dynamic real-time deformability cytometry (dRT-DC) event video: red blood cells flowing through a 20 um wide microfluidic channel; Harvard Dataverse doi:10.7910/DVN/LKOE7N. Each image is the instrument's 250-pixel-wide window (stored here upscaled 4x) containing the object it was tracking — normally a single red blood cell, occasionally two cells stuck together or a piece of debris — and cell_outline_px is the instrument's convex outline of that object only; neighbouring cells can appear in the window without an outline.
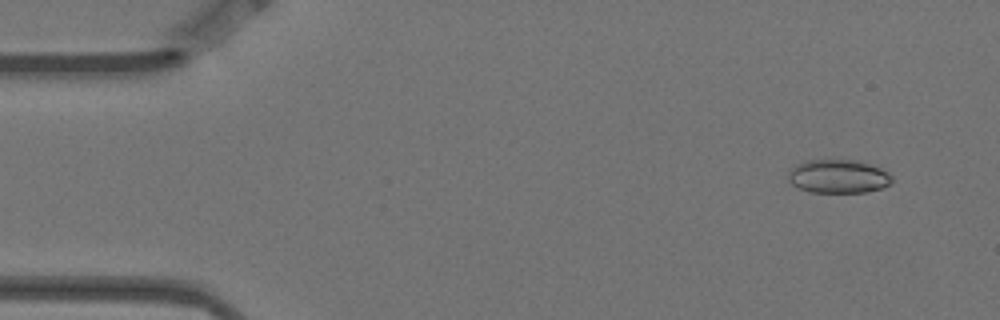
{"species": "Egyptian fruit bat (a non-hibernating species)", "species_latin": "Rousettus aegyptiacus", "temperature_condition": "warm", "stored_images_in_passage": 5, "camera_frame_rate_fps": 3000, "um_per_image_px": 0.085, "animal": {"sex": "female"}, "frame": {"image": 1, "passage_image": 1, "time_ms": 0.0, "image_size_px": [1000, 320], "cell_outline_px": [[892, 184], [868, 192], [808, 192], [792, 184], [788, 180], [788, 168], [796, 164], [808, 160], [860, 160], [880, 168], [888, 172], [892, 176]], "centroid_in_image_um": [71.24, 14.99], "position_along_channel_um": 13.8, "area_um2": 20.52}}
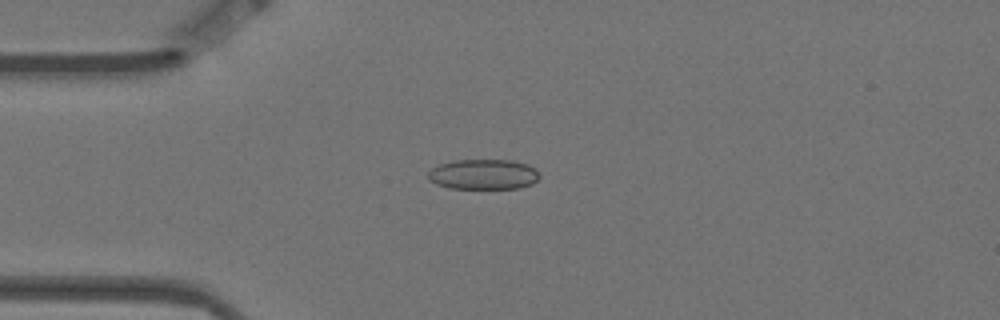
{"frame": {"image": 2, "passage_image": 4, "time_ms": 1.0, "image_size_px": [1000, 320], "cell_outline_px": [[540, 176], [532, 184], [520, 188], [448, 188], [436, 184], [428, 180], [428, 172], [432, 168], [440, 164], [452, 160], [512, 160], [528, 164], [536, 168]], "centroid_in_image_um": [41.09, 14.81], "position_along_channel_um": 43.9, "area_um2": 19.77}}